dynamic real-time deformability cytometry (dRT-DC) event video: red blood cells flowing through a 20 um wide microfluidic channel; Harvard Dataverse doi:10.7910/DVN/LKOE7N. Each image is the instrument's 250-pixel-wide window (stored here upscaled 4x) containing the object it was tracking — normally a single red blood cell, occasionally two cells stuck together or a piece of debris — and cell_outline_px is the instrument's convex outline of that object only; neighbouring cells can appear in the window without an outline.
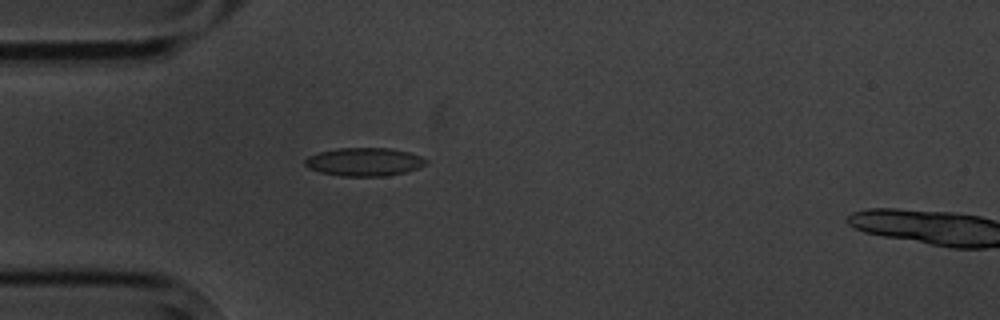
{"species": "common noctule bat (a hibernating species)", "species_latin": "Nyctalus noctula", "temperature_condition": "cold", "stored_images_in_passage": 6, "camera_frame_rate_fps": 3000, "um_per_image_px": 0.085, "animal": {"sex": "male", "body_mass_g": 20.1, "forearm_length_mm": 53.5}, "frame": {"image": 1, "passage_image": 5, "time_ms": 4.667, "image_size_px": [1000, 320], "cell_outline_px": [[428, 164], [404, 172], [384, 176], [340, 176], [320, 172], [308, 168], [304, 164], [304, 160], [308, 156], [320, 152], [336, 148], [392, 148], [408, 152], [420, 156], [428, 160]], "centroid_in_image_um": [30.95, 13.75], "position_along_channel_um": 54.1, "area_um2": 19.94}}